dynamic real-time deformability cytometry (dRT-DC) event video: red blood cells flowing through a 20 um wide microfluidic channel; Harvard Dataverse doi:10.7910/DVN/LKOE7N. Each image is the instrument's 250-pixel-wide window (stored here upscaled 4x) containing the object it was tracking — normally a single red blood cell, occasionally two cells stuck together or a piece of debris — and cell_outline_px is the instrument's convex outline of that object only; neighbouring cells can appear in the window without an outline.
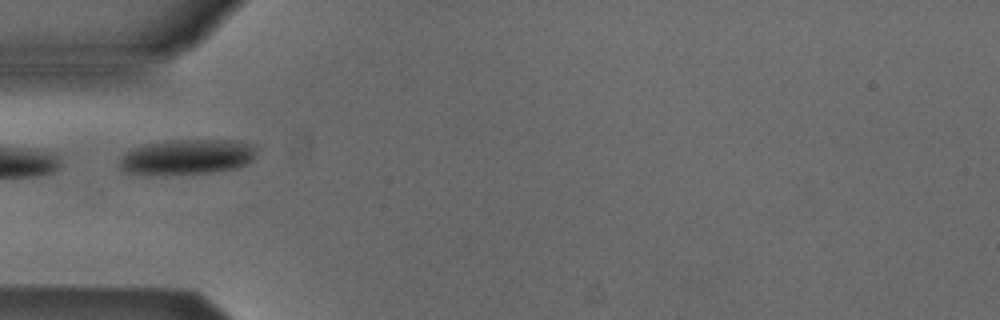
{"species": "Egyptian fruit bat (a non-hibernating species)", "species_latin": "Rousettus aegyptiacus", "temperature_condition": "cold", "stored_images_in_passage": 5, "camera_frame_rate_fps": 3000, "um_per_image_px": 0.085, "animal": {"sex": "male"}, "frame": {"image": 1, "passage_image": 5, "time_ms": 1.333, "image_size_px": [1000, 320], "cell_outline_px": [[256, 156], [248, 164], [240, 168], [212, 172], [164, 176], [124, 172], [120, 168], [120, 156], [132, 148], [144, 144], [164, 140], [236, 140], [256, 144]], "centroid_in_image_um": [15.92, 13.35], "position_along_channel_um": 69.1, "area_um2": 29.07}}